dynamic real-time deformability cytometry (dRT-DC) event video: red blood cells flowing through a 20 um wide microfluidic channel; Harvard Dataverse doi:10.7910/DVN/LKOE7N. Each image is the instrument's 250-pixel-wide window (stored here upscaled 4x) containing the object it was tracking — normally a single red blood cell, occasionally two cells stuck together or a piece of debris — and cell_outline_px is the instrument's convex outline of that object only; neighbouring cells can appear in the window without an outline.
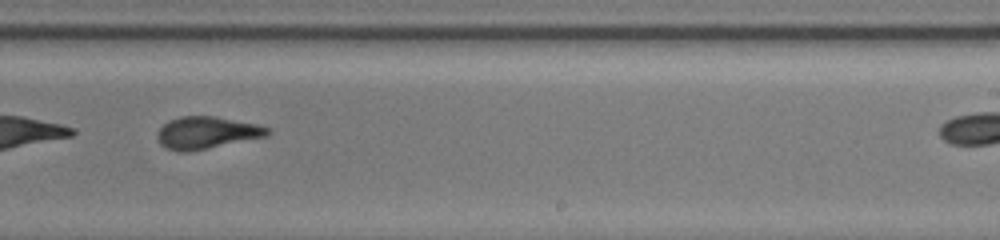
{"species": "common noctule bat (a hibernating species)", "species_latin": "Nyctalus noctula", "temperature_condition": "warm", "stored_images_in_passage": 30, "camera_frame_rate_fps": 3000, "um_per_image_px": 0.085, "animal": {"sex": "female", "body_mass_g": 19.5, "forearm_length_mm": 54.1}, "frame": {"image": 1, "passage_image": 22, "time_ms": 15.0, "image_size_px": [1000, 240], "cell_outline_px": [[272, 132], [268, 136], [188, 152], [176, 152], [160, 144], [156, 136], [156, 132], [164, 124], [180, 116], [212, 116], [256, 124], [272, 128]], "centroid_in_image_um": [17.58, 11.29], "position_along_channel_um": 271.4, "area_um2": 20.63}}